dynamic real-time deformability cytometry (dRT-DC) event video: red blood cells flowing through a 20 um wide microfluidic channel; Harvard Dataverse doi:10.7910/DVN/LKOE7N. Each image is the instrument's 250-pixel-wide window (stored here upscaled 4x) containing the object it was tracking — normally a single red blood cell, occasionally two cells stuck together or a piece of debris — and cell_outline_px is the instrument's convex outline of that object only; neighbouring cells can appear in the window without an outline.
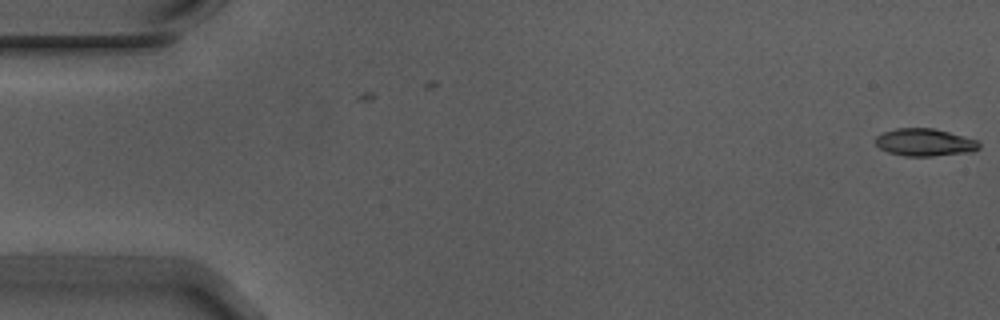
{"species": "Egyptian fruit bat (a non-hibernating species)", "species_latin": "Rousettus aegyptiacus", "temperature_condition": "warm", "stored_images_in_passage": 12, "camera_frame_rate_fps": 3000, "um_per_image_px": 0.085, "animal": {"sex": "male"}, "frame": {"image": 1, "passage_image": 1, "time_ms": 0.0, "image_size_px": [1000, 320], "cell_outline_px": [[980, 148], [972, 152], [932, 156], [904, 156], [888, 152], [880, 148], [876, 144], [876, 136], [884, 132], [896, 128], [932, 128], [964, 136], [976, 140], [980, 144]], "centroid_in_image_um": [78.61, 12.1], "position_along_channel_um": 6.4, "area_um2": 16.53}}